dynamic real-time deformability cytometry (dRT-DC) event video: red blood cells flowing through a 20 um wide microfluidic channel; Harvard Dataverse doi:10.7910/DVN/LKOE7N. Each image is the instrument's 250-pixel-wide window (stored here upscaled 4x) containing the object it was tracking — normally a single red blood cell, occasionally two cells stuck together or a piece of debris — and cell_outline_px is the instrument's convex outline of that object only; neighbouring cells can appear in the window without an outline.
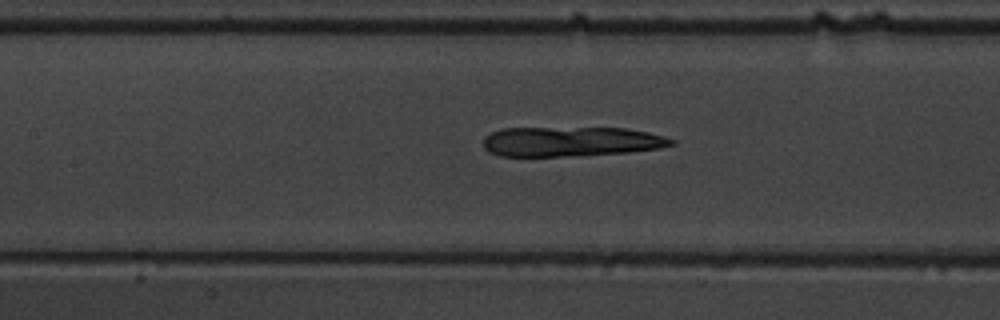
{"species": "common noctule bat (a hibernating species)", "species_latin": "Nyctalus noctula", "temperature_condition": "warm", "stored_images_in_passage": 55, "camera_frame_rate_fps": 3000, "um_per_image_px": 0.085, "animal": {"sex": "male", "body_mass_g": 19.5, "forearm_length_mm": 54.6}, "frame": {"image": 1, "passage_image": 26, "time_ms": 8.333, "image_size_px": [1000, 320], "cell_outline_px": [[676, 144], [660, 148], [628, 152], [564, 156], [500, 156], [488, 152], [484, 148], [484, 136], [500, 128], [624, 128], [648, 132], [664, 136], [676, 140]], "centroid_in_image_um": [48.53, 12.03], "position_along_channel_um": 158.9, "area_um2": 32.66}}
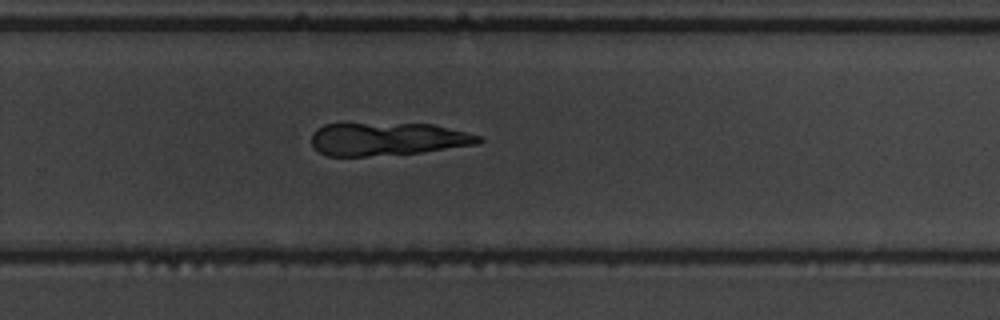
{"frame": {"image": 2, "passage_image": 37, "time_ms": 12.0, "image_size_px": [1000, 320], "cell_outline_px": [[484, 140], [476, 144], [420, 152], [368, 156], [328, 156], [320, 152], [312, 144], [312, 136], [316, 128], [324, 124], [432, 124], [480, 136]], "centroid_in_image_um": [32.91, 11.82], "position_along_channel_um": 296.9, "area_um2": 31.56}}
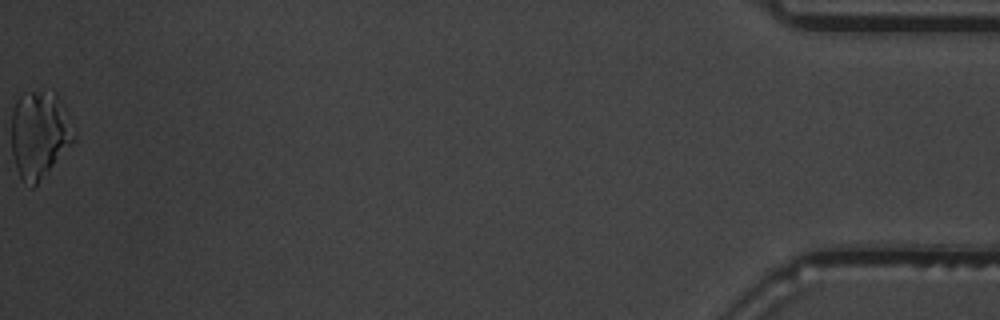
{"frame": {"image": 3, "passage_image": 55, "time_ms": 18.0, "image_size_px": [1000, 320], "cell_outline_px": [[76, 140], [36, 184], [32, 188], [20, 176], [16, 168], [12, 156], [12, 112], [16, 100], [24, 92], [56, 92], [76, 132]], "centroid_in_image_um": [3.36, 11.41], "position_along_channel_um": 431.8, "area_um2": 31.56}}